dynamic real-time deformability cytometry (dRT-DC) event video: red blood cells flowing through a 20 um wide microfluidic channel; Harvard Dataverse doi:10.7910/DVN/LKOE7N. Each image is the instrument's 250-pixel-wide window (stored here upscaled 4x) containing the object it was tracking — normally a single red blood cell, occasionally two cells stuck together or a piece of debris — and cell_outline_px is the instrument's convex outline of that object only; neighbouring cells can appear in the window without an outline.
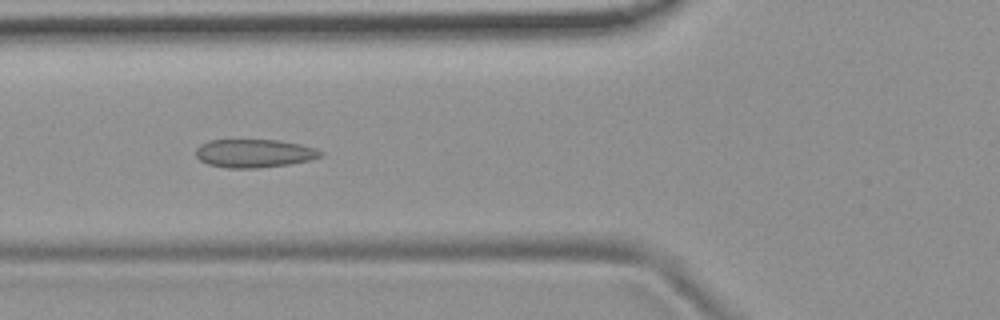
{"species": "common noctule bat (a hibernating species)", "species_latin": "Nyctalus noctula", "temperature_condition": "room temperature", "stored_images_in_passage": 55, "camera_frame_rate_fps": 3000, "um_per_image_px": 0.085, "animal": {"sex": "female", "body_mass_g": 19.9}, "frame": {"image": 1, "passage_image": 20, "time_ms": 6.333, "image_size_px": [1000, 320], "cell_outline_px": [[324, 156], [308, 160], [288, 164], [256, 168], [228, 168], [208, 164], [200, 160], [196, 156], [196, 148], [200, 144], [208, 140], [280, 140], [300, 144], [316, 148], [324, 152]], "centroid_in_image_um": [21.62, 13.02], "position_along_channel_um": 104.2, "area_um2": 20.63}}
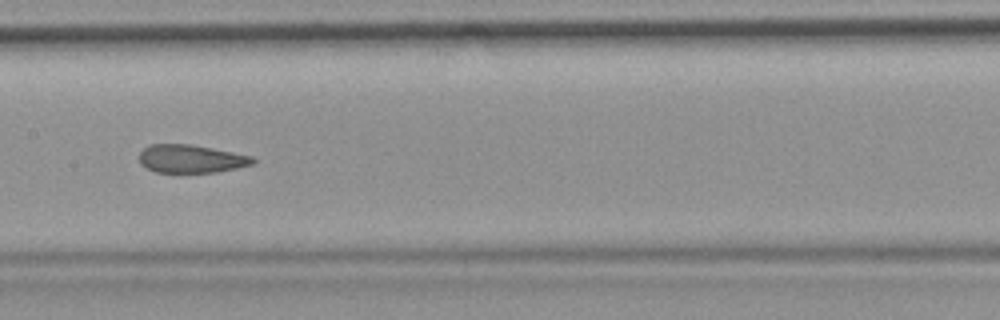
{"frame": {"image": 2, "passage_image": 27, "time_ms": 8.667, "image_size_px": [1000, 320], "cell_outline_px": [[256, 160], [252, 164], [236, 168], [216, 172], [156, 172], [140, 164], [140, 152], [144, 148], [152, 144], [192, 144], [252, 156]], "centroid_in_image_um": [16.24, 13.49], "position_along_channel_um": 191.2, "area_um2": 18.44}}
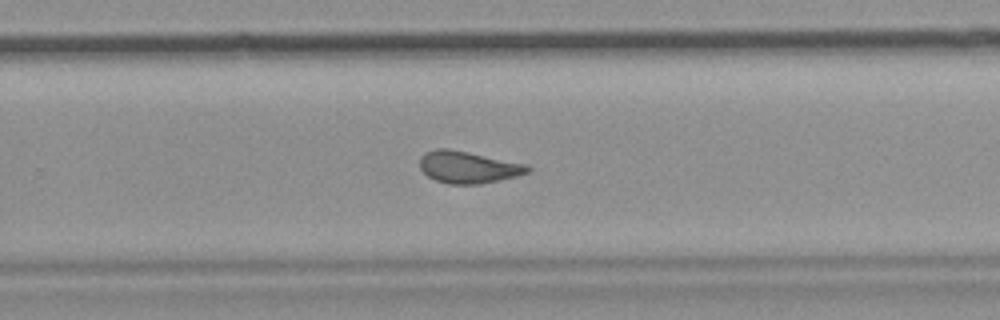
{"frame": {"image": 3, "passage_image": 35, "time_ms": 11.333, "image_size_px": [1000, 320], "cell_outline_px": [[532, 168], [528, 172], [516, 176], [500, 180], [480, 184], [448, 184], [436, 180], [428, 176], [420, 168], [420, 156], [436, 148], [448, 148], [528, 164]], "centroid_in_image_um": [39.81, 14.21], "position_along_channel_um": 290.0, "area_um2": 20.06}}